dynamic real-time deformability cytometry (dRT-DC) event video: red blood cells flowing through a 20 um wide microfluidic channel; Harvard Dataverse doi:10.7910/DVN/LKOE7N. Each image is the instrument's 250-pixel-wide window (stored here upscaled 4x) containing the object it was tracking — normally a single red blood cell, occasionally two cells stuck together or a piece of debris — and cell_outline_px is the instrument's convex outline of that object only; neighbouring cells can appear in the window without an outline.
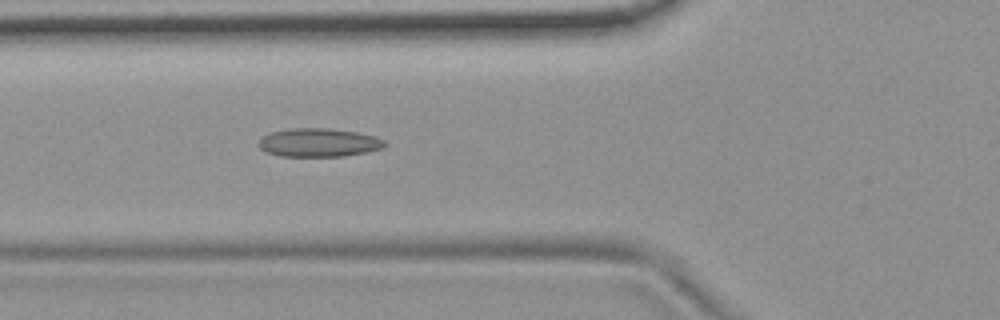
{"species": "common noctule bat (a hibernating species)", "species_latin": "Nyctalus noctula", "temperature_condition": "room temperature", "stored_images_in_passage": 54, "camera_frame_rate_fps": 3000, "um_per_image_px": 0.085, "animal": {"sex": "female", "body_mass_g": 19.9}, "frame": {"image": 1, "passage_image": 20, "time_ms": 6.333, "image_size_px": [1000, 320], "cell_outline_px": [[388, 144], [384, 148], [344, 156], [280, 156], [264, 152], [256, 144], [264, 136], [272, 132], [288, 128], [332, 128], [356, 132], [376, 136], [384, 140]], "centroid_in_image_um": [27.09, 12.11], "position_along_channel_um": 98.7, "area_um2": 21.1}}
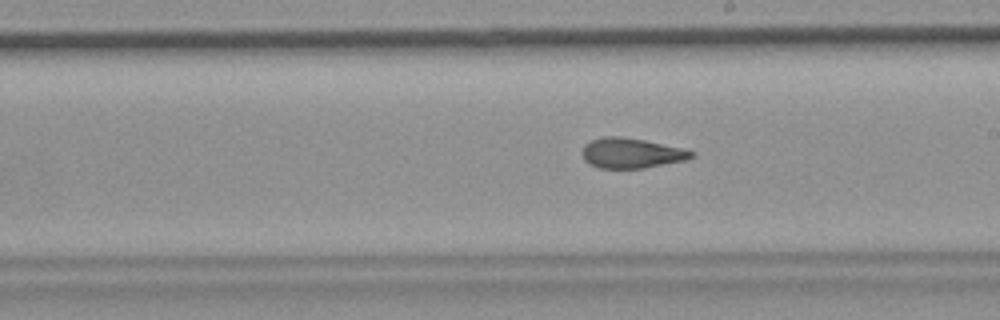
{"frame": {"image": 2, "passage_image": 31, "time_ms": 10.0, "image_size_px": [1000, 320], "cell_outline_px": [[696, 156], [684, 160], [644, 168], [600, 168], [584, 160], [580, 152], [584, 144], [592, 140], [604, 136], [620, 136], [644, 140], [684, 148], [696, 152]], "centroid_in_image_um": [53.67, 13.0], "position_along_channel_um": 235.3, "area_um2": 19.25}}
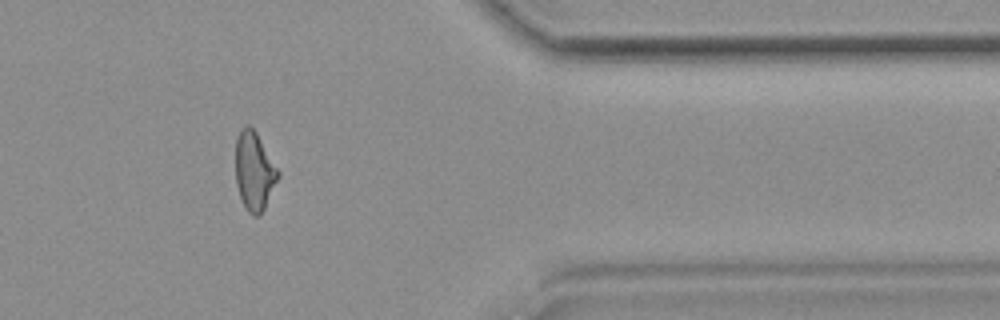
{"frame": {"image": 3, "passage_image": 45, "time_ms": 14.667, "image_size_px": [1000, 320], "cell_outline_px": [[280, 176], [260, 216], [252, 216], [248, 212], [240, 196], [236, 184], [236, 136], [240, 128], [244, 124], [248, 124], [256, 132], [280, 172]], "centroid_in_image_um": [21.61, 14.53], "position_along_channel_um": 389.8, "area_um2": 19.48}, "authors_computed_cell_mechanics": {"area_um2": 20.0566, "velocity_mm_per_s": 3.7329, "shape_relaxation_time_tau1_ms": null, "shape_relaxation_time_tau2_ms": 2.3078, "deformation_change_tau1": null, "deformation_change_tau2": 0.1057}}